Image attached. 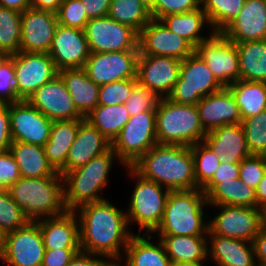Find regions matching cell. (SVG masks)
Segmentation results:
<instances>
[{
    "label": "cell",
    "instance_id": "6da1fadb",
    "mask_svg": "<svg viewBox=\"0 0 266 266\" xmlns=\"http://www.w3.org/2000/svg\"><path fill=\"white\" fill-rule=\"evenodd\" d=\"M114 204L106 199L74 210L79 221L81 251L103 259H122L135 233L129 228L126 212Z\"/></svg>",
    "mask_w": 266,
    "mask_h": 266
},
{
    "label": "cell",
    "instance_id": "7a4b0ae2",
    "mask_svg": "<svg viewBox=\"0 0 266 266\" xmlns=\"http://www.w3.org/2000/svg\"><path fill=\"white\" fill-rule=\"evenodd\" d=\"M131 167L169 191L196 188L194 160L189 146L156 144Z\"/></svg>",
    "mask_w": 266,
    "mask_h": 266
},
{
    "label": "cell",
    "instance_id": "3957f363",
    "mask_svg": "<svg viewBox=\"0 0 266 266\" xmlns=\"http://www.w3.org/2000/svg\"><path fill=\"white\" fill-rule=\"evenodd\" d=\"M116 161L120 166H124L110 147L84 166L62 174L64 203L67 210L74 211L83 204L108 199L104 198L102 191L109 185L110 172Z\"/></svg>",
    "mask_w": 266,
    "mask_h": 266
},
{
    "label": "cell",
    "instance_id": "277c9868",
    "mask_svg": "<svg viewBox=\"0 0 266 266\" xmlns=\"http://www.w3.org/2000/svg\"><path fill=\"white\" fill-rule=\"evenodd\" d=\"M205 207H209L206 194L200 188L170 191L162 221L152 235H207Z\"/></svg>",
    "mask_w": 266,
    "mask_h": 266
},
{
    "label": "cell",
    "instance_id": "5b68a950",
    "mask_svg": "<svg viewBox=\"0 0 266 266\" xmlns=\"http://www.w3.org/2000/svg\"><path fill=\"white\" fill-rule=\"evenodd\" d=\"M8 191L29 221L55 217L67 211L60 173L42 178L21 177Z\"/></svg>",
    "mask_w": 266,
    "mask_h": 266
},
{
    "label": "cell",
    "instance_id": "8992f818",
    "mask_svg": "<svg viewBox=\"0 0 266 266\" xmlns=\"http://www.w3.org/2000/svg\"><path fill=\"white\" fill-rule=\"evenodd\" d=\"M203 128L196 105H186L161 98L156 109L158 144L192 145L203 142Z\"/></svg>",
    "mask_w": 266,
    "mask_h": 266
},
{
    "label": "cell",
    "instance_id": "52a82bcc",
    "mask_svg": "<svg viewBox=\"0 0 266 266\" xmlns=\"http://www.w3.org/2000/svg\"><path fill=\"white\" fill-rule=\"evenodd\" d=\"M123 168L131 180L136 181L128 200V209L125 210L128 224L131 226L135 223L139 234H152L162 221L170 191L142 177L132 167Z\"/></svg>",
    "mask_w": 266,
    "mask_h": 266
},
{
    "label": "cell",
    "instance_id": "ba28073f",
    "mask_svg": "<svg viewBox=\"0 0 266 266\" xmlns=\"http://www.w3.org/2000/svg\"><path fill=\"white\" fill-rule=\"evenodd\" d=\"M156 144V111H145L130 117L111 147L124 167H131Z\"/></svg>",
    "mask_w": 266,
    "mask_h": 266
},
{
    "label": "cell",
    "instance_id": "9c48e42d",
    "mask_svg": "<svg viewBox=\"0 0 266 266\" xmlns=\"http://www.w3.org/2000/svg\"><path fill=\"white\" fill-rule=\"evenodd\" d=\"M222 88L205 61L193 52L181 61L179 79L168 98L176 103L196 105L203 97Z\"/></svg>",
    "mask_w": 266,
    "mask_h": 266
},
{
    "label": "cell",
    "instance_id": "30bf717a",
    "mask_svg": "<svg viewBox=\"0 0 266 266\" xmlns=\"http://www.w3.org/2000/svg\"><path fill=\"white\" fill-rule=\"evenodd\" d=\"M83 31L92 53L139 50V33L108 15L90 19Z\"/></svg>",
    "mask_w": 266,
    "mask_h": 266
},
{
    "label": "cell",
    "instance_id": "8fae6325",
    "mask_svg": "<svg viewBox=\"0 0 266 266\" xmlns=\"http://www.w3.org/2000/svg\"><path fill=\"white\" fill-rule=\"evenodd\" d=\"M211 70L217 81L228 87L239 80V58L236 44L222 32H213L194 51Z\"/></svg>",
    "mask_w": 266,
    "mask_h": 266
},
{
    "label": "cell",
    "instance_id": "7c38bea8",
    "mask_svg": "<svg viewBox=\"0 0 266 266\" xmlns=\"http://www.w3.org/2000/svg\"><path fill=\"white\" fill-rule=\"evenodd\" d=\"M219 212L209 216V230L218 236L252 242L261 228L260 209L246 206H209Z\"/></svg>",
    "mask_w": 266,
    "mask_h": 266
},
{
    "label": "cell",
    "instance_id": "4fadbf2b",
    "mask_svg": "<svg viewBox=\"0 0 266 266\" xmlns=\"http://www.w3.org/2000/svg\"><path fill=\"white\" fill-rule=\"evenodd\" d=\"M45 250L39 225L29 221L24 227L5 234L0 261L8 266H41Z\"/></svg>",
    "mask_w": 266,
    "mask_h": 266
},
{
    "label": "cell",
    "instance_id": "5bb4252c",
    "mask_svg": "<svg viewBox=\"0 0 266 266\" xmlns=\"http://www.w3.org/2000/svg\"><path fill=\"white\" fill-rule=\"evenodd\" d=\"M10 58L13 60L20 100L27 101L38 88L58 75L48 53L19 51Z\"/></svg>",
    "mask_w": 266,
    "mask_h": 266
},
{
    "label": "cell",
    "instance_id": "9a60e30c",
    "mask_svg": "<svg viewBox=\"0 0 266 266\" xmlns=\"http://www.w3.org/2000/svg\"><path fill=\"white\" fill-rule=\"evenodd\" d=\"M139 50L92 53L83 67L99 86L124 79L137 78Z\"/></svg>",
    "mask_w": 266,
    "mask_h": 266
},
{
    "label": "cell",
    "instance_id": "2e32d148",
    "mask_svg": "<svg viewBox=\"0 0 266 266\" xmlns=\"http://www.w3.org/2000/svg\"><path fill=\"white\" fill-rule=\"evenodd\" d=\"M9 115L12 142L44 147L50 137L51 119L25 100L9 104Z\"/></svg>",
    "mask_w": 266,
    "mask_h": 266
},
{
    "label": "cell",
    "instance_id": "e0dca14e",
    "mask_svg": "<svg viewBox=\"0 0 266 266\" xmlns=\"http://www.w3.org/2000/svg\"><path fill=\"white\" fill-rule=\"evenodd\" d=\"M139 53L184 60L195 48L184 38L170 31L160 20H150L139 32Z\"/></svg>",
    "mask_w": 266,
    "mask_h": 266
},
{
    "label": "cell",
    "instance_id": "ac0fdd59",
    "mask_svg": "<svg viewBox=\"0 0 266 266\" xmlns=\"http://www.w3.org/2000/svg\"><path fill=\"white\" fill-rule=\"evenodd\" d=\"M181 60L167 56L142 55L137 60V81L167 98L179 79Z\"/></svg>",
    "mask_w": 266,
    "mask_h": 266
},
{
    "label": "cell",
    "instance_id": "d6986e66",
    "mask_svg": "<svg viewBox=\"0 0 266 266\" xmlns=\"http://www.w3.org/2000/svg\"><path fill=\"white\" fill-rule=\"evenodd\" d=\"M27 101L52 121L85 119L77 111L59 74L38 88Z\"/></svg>",
    "mask_w": 266,
    "mask_h": 266
},
{
    "label": "cell",
    "instance_id": "ffe728a7",
    "mask_svg": "<svg viewBox=\"0 0 266 266\" xmlns=\"http://www.w3.org/2000/svg\"><path fill=\"white\" fill-rule=\"evenodd\" d=\"M57 25L55 12L32 7L22 12L20 51L48 53Z\"/></svg>",
    "mask_w": 266,
    "mask_h": 266
},
{
    "label": "cell",
    "instance_id": "44dd1931",
    "mask_svg": "<svg viewBox=\"0 0 266 266\" xmlns=\"http://www.w3.org/2000/svg\"><path fill=\"white\" fill-rule=\"evenodd\" d=\"M48 54L58 71L83 68L90 55L84 31L58 24Z\"/></svg>",
    "mask_w": 266,
    "mask_h": 266
},
{
    "label": "cell",
    "instance_id": "7402d4cb",
    "mask_svg": "<svg viewBox=\"0 0 266 266\" xmlns=\"http://www.w3.org/2000/svg\"><path fill=\"white\" fill-rule=\"evenodd\" d=\"M222 33L235 44L266 39L265 0H246L238 16Z\"/></svg>",
    "mask_w": 266,
    "mask_h": 266
},
{
    "label": "cell",
    "instance_id": "603a6c76",
    "mask_svg": "<svg viewBox=\"0 0 266 266\" xmlns=\"http://www.w3.org/2000/svg\"><path fill=\"white\" fill-rule=\"evenodd\" d=\"M196 106L207 133L220 126L242 121L235 98L228 87L203 97Z\"/></svg>",
    "mask_w": 266,
    "mask_h": 266
},
{
    "label": "cell",
    "instance_id": "cb8c5ba5",
    "mask_svg": "<svg viewBox=\"0 0 266 266\" xmlns=\"http://www.w3.org/2000/svg\"><path fill=\"white\" fill-rule=\"evenodd\" d=\"M208 260L216 266H258L252 242L207 233Z\"/></svg>",
    "mask_w": 266,
    "mask_h": 266
},
{
    "label": "cell",
    "instance_id": "d4e9b609",
    "mask_svg": "<svg viewBox=\"0 0 266 266\" xmlns=\"http://www.w3.org/2000/svg\"><path fill=\"white\" fill-rule=\"evenodd\" d=\"M39 227L46 250L80 248L78 217L73 210L35 221Z\"/></svg>",
    "mask_w": 266,
    "mask_h": 266
},
{
    "label": "cell",
    "instance_id": "484cf974",
    "mask_svg": "<svg viewBox=\"0 0 266 266\" xmlns=\"http://www.w3.org/2000/svg\"><path fill=\"white\" fill-rule=\"evenodd\" d=\"M203 142L226 163H240L251 156L241 123L215 128L206 134Z\"/></svg>",
    "mask_w": 266,
    "mask_h": 266
},
{
    "label": "cell",
    "instance_id": "4316f807",
    "mask_svg": "<svg viewBox=\"0 0 266 266\" xmlns=\"http://www.w3.org/2000/svg\"><path fill=\"white\" fill-rule=\"evenodd\" d=\"M111 147V143L87 120L78 128L65 163V173L87 164Z\"/></svg>",
    "mask_w": 266,
    "mask_h": 266
},
{
    "label": "cell",
    "instance_id": "83f0119b",
    "mask_svg": "<svg viewBox=\"0 0 266 266\" xmlns=\"http://www.w3.org/2000/svg\"><path fill=\"white\" fill-rule=\"evenodd\" d=\"M85 119L53 121L50 137L44 145L48 163L61 175L65 173V163L75 140L79 125Z\"/></svg>",
    "mask_w": 266,
    "mask_h": 266
},
{
    "label": "cell",
    "instance_id": "f1b7e54d",
    "mask_svg": "<svg viewBox=\"0 0 266 266\" xmlns=\"http://www.w3.org/2000/svg\"><path fill=\"white\" fill-rule=\"evenodd\" d=\"M142 235V236H141ZM134 234L125 248L122 262L124 266H171L165 248L152 234Z\"/></svg>",
    "mask_w": 266,
    "mask_h": 266
},
{
    "label": "cell",
    "instance_id": "f546056e",
    "mask_svg": "<svg viewBox=\"0 0 266 266\" xmlns=\"http://www.w3.org/2000/svg\"><path fill=\"white\" fill-rule=\"evenodd\" d=\"M74 102L77 111L86 118L98 106L100 86L91 80L83 68L58 71Z\"/></svg>",
    "mask_w": 266,
    "mask_h": 266
},
{
    "label": "cell",
    "instance_id": "4dcf8cb0",
    "mask_svg": "<svg viewBox=\"0 0 266 266\" xmlns=\"http://www.w3.org/2000/svg\"><path fill=\"white\" fill-rule=\"evenodd\" d=\"M202 191L206 194L208 206L258 207L255 189L239 178L222 183H207Z\"/></svg>",
    "mask_w": 266,
    "mask_h": 266
},
{
    "label": "cell",
    "instance_id": "1f68e13d",
    "mask_svg": "<svg viewBox=\"0 0 266 266\" xmlns=\"http://www.w3.org/2000/svg\"><path fill=\"white\" fill-rule=\"evenodd\" d=\"M162 242L171 263H207V235H155Z\"/></svg>",
    "mask_w": 266,
    "mask_h": 266
},
{
    "label": "cell",
    "instance_id": "d6a6232c",
    "mask_svg": "<svg viewBox=\"0 0 266 266\" xmlns=\"http://www.w3.org/2000/svg\"><path fill=\"white\" fill-rule=\"evenodd\" d=\"M160 21L170 31L187 40L194 48L214 32L201 7L186 13L168 14L162 17ZM205 26L209 29L207 35L203 34V31L206 30L204 29Z\"/></svg>",
    "mask_w": 266,
    "mask_h": 266
},
{
    "label": "cell",
    "instance_id": "836d02e7",
    "mask_svg": "<svg viewBox=\"0 0 266 266\" xmlns=\"http://www.w3.org/2000/svg\"><path fill=\"white\" fill-rule=\"evenodd\" d=\"M9 151L19 166L21 177L42 178L55 176L56 172L48 163L42 146L25 142H12Z\"/></svg>",
    "mask_w": 266,
    "mask_h": 266
},
{
    "label": "cell",
    "instance_id": "e575fe53",
    "mask_svg": "<svg viewBox=\"0 0 266 266\" xmlns=\"http://www.w3.org/2000/svg\"><path fill=\"white\" fill-rule=\"evenodd\" d=\"M239 79L266 83V39L236 43Z\"/></svg>",
    "mask_w": 266,
    "mask_h": 266
},
{
    "label": "cell",
    "instance_id": "d590c367",
    "mask_svg": "<svg viewBox=\"0 0 266 266\" xmlns=\"http://www.w3.org/2000/svg\"><path fill=\"white\" fill-rule=\"evenodd\" d=\"M239 108L241 119L256 116L266 110V83L238 80L228 86Z\"/></svg>",
    "mask_w": 266,
    "mask_h": 266
},
{
    "label": "cell",
    "instance_id": "8d00e7d4",
    "mask_svg": "<svg viewBox=\"0 0 266 266\" xmlns=\"http://www.w3.org/2000/svg\"><path fill=\"white\" fill-rule=\"evenodd\" d=\"M130 116L124 104L98 105L85 118L110 143L118 136Z\"/></svg>",
    "mask_w": 266,
    "mask_h": 266
},
{
    "label": "cell",
    "instance_id": "74e56055",
    "mask_svg": "<svg viewBox=\"0 0 266 266\" xmlns=\"http://www.w3.org/2000/svg\"><path fill=\"white\" fill-rule=\"evenodd\" d=\"M108 16L131 26L138 33L153 19L151 12L140 0H111Z\"/></svg>",
    "mask_w": 266,
    "mask_h": 266
},
{
    "label": "cell",
    "instance_id": "f35d334b",
    "mask_svg": "<svg viewBox=\"0 0 266 266\" xmlns=\"http://www.w3.org/2000/svg\"><path fill=\"white\" fill-rule=\"evenodd\" d=\"M246 0H201L214 32H222L239 14Z\"/></svg>",
    "mask_w": 266,
    "mask_h": 266
},
{
    "label": "cell",
    "instance_id": "ab89813d",
    "mask_svg": "<svg viewBox=\"0 0 266 266\" xmlns=\"http://www.w3.org/2000/svg\"><path fill=\"white\" fill-rule=\"evenodd\" d=\"M22 13L0 6V50L15 54L20 51Z\"/></svg>",
    "mask_w": 266,
    "mask_h": 266
},
{
    "label": "cell",
    "instance_id": "60d3db41",
    "mask_svg": "<svg viewBox=\"0 0 266 266\" xmlns=\"http://www.w3.org/2000/svg\"><path fill=\"white\" fill-rule=\"evenodd\" d=\"M194 160V175L196 188L202 189L213 177L221 157L214 153L204 142H199L191 146Z\"/></svg>",
    "mask_w": 266,
    "mask_h": 266
},
{
    "label": "cell",
    "instance_id": "b9f144b4",
    "mask_svg": "<svg viewBox=\"0 0 266 266\" xmlns=\"http://www.w3.org/2000/svg\"><path fill=\"white\" fill-rule=\"evenodd\" d=\"M251 155L266 156V110L241 121Z\"/></svg>",
    "mask_w": 266,
    "mask_h": 266
},
{
    "label": "cell",
    "instance_id": "7bdbcfd3",
    "mask_svg": "<svg viewBox=\"0 0 266 266\" xmlns=\"http://www.w3.org/2000/svg\"><path fill=\"white\" fill-rule=\"evenodd\" d=\"M28 222L8 189H0V231L5 235L24 227Z\"/></svg>",
    "mask_w": 266,
    "mask_h": 266
},
{
    "label": "cell",
    "instance_id": "ee69618b",
    "mask_svg": "<svg viewBox=\"0 0 266 266\" xmlns=\"http://www.w3.org/2000/svg\"><path fill=\"white\" fill-rule=\"evenodd\" d=\"M137 78L124 79L101 85L99 88L98 105H117L124 104L130 97Z\"/></svg>",
    "mask_w": 266,
    "mask_h": 266
},
{
    "label": "cell",
    "instance_id": "f6af8a7d",
    "mask_svg": "<svg viewBox=\"0 0 266 266\" xmlns=\"http://www.w3.org/2000/svg\"><path fill=\"white\" fill-rule=\"evenodd\" d=\"M160 99L156 93L137 82L124 105L131 117L145 111H156Z\"/></svg>",
    "mask_w": 266,
    "mask_h": 266
},
{
    "label": "cell",
    "instance_id": "bcb514c9",
    "mask_svg": "<svg viewBox=\"0 0 266 266\" xmlns=\"http://www.w3.org/2000/svg\"><path fill=\"white\" fill-rule=\"evenodd\" d=\"M84 10L81 0H63L56 12L58 24L84 30L90 20Z\"/></svg>",
    "mask_w": 266,
    "mask_h": 266
},
{
    "label": "cell",
    "instance_id": "7dc6e473",
    "mask_svg": "<svg viewBox=\"0 0 266 266\" xmlns=\"http://www.w3.org/2000/svg\"><path fill=\"white\" fill-rule=\"evenodd\" d=\"M265 173V155H251L239 163V179L254 189L257 188Z\"/></svg>",
    "mask_w": 266,
    "mask_h": 266
},
{
    "label": "cell",
    "instance_id": "c3c4849f",
    "mask_svg": "<svg viewBox=\"0 0 266 266\" xmlns=\"http://www.w3.org/2000/svg\"><path fill=\"white\" fill-rule=\"evenodd\" d=\"M19 101L21 100L18 98V81L13 60L9 58L0 67V104H12Z\"/></svg>",
    "mask_w": 266,
    "mask_h": 266
},
{
    "label": "cell",
    "instance_id": "681fc988",
    "mask_svg": "<svg viewBox=\"0 0 266 266\" xmlns=\"http://www.w3.org/2000/svg\"><path fill=\"white\" fill-rule=\"evenodd\" d=\"M201 7V0H156L150 11L154 20H160L168 14H181Z\"/></svg>",
    "mask_w": 266,
    "mask_h": 266
},
{
    "label": "cell",
    "instance_id": "f907efd6",
    "mask_svg": "<svg viewBox=\"0 0 266 266\" xmlns=\"http://www.w3.org/2000/svg\"><path fill=\"white\" fill-rule=\"evenodd\" d=\"M21 178L19 166L8 150L0 152V189H8Z\"/></svg>",
    "mask_w": 266,
    "mask_h": 266
},
{
    "label": "cell",
    "instance_id": "816d5d0a",
    "mask_svg": "<svg viewBox=\"0 0 266 266\" xmlns=\"http://www.w3.org/2000/svg\"><path fill=\"white\" fill-rule=\"evenodd\" d=\"M81 248L45 250L41 266H66Z\"/></svg>",
    "mask_w": 266,
    "mask_h": 266
},
{
    "label": "cell",
    "instance_id": "f5cc1de1",
    "mask_svg": "<svg viewBox=\"0 0 266 266\" xmlns=\"http://www.w3.org/2000/svg\"><path fill=\"white\" fill-rule=\"evenodd\" d=\"M11 143L9 104H0V152L8 151Z\"/></svg>",
    "mask_w": 266,
    "mask_h": 266
},
{
    "label": "cell",
    "instance_id": "db71d44e",
    "mask_svg": "<svg viewBox=\"0 0 266 266\" xmlns=\"http://www.w3.org/2000/svg\"><path fill=\"white\" fill-rule=\"evenodd\" d=\"M239 178V163H226L221 161L215 174L208 183H222Z\"/></svg>",
    "mask_w": 266,
    "mask_h": 266
},
{
    "label": "cell",
    "instance_id": "11a10c76",
    "mask_svg": "<svg viewBox=\"0 0 266 266\" xmlns=\"http://www.w3.org/2000/svg\"><path fill=\"white\" fill-rule=\"evenodd\" d=\"M89 19L108 15L111 0H81Z\"/></svg>",
    "mask_w": 266,
    "mask_h": 266
},
{
    "label": "cell",
    "instance_id": "9f6ffc18",
    "mask_svg": "<svg viewBox=\"0 0 266 266\" xmlns=\"http://www.w3.org/2000/svg\"><path fill=\"white\" fill-rule=\"evenodd\" d=\"M255 258L258 266H266V229L260 228L259 233L252 241Z\"/></svg>",
    "mask_w": 266,
    "mask_h": 266
},
{
    "label": "cell",
    "instance_id": "6f0895ef",
    "mask_svg": "<svg viewBox=\"0 0 266 266\" xmlns=\"http://www.w3.org/2000/svg\"><path fill=\"white\" fill-rule=\"evenodd\" d=\"M102 260L100 255L79 251L66 266H98Z\"/></svg>",
    "mask_w": 266,
    "mask_h": 266
},
{
    "label": "cell",
    "instance_id": "680465c9",
    "mask_svg": "<svg viewBox=\"0 0 266 266\" xmlns=\"http://www.w3.org/2000/svg\"><path fill=\"white\" fill-rule=\"evenodd\" d=\"M63 0H31V7L39 10L57 12Z\"/></svg>",
    "mask_w": 266,
    "mask_h": 266
},
{
    "label": "cell",
    "instance_id": "91938a15",
    "mask_svg": "<svg viewBox=\"0 0 266 266\" xmlns=\"http://www.w3.org/2000/svg\"><path fill=\"white\" fill-rule=\"evenodd\" d=\"M0 6L22 13L31 7V0H0Z\"/></svg>",
    "mask_w": 266,
    "mask_h": 266
},
{
    "label": "cell",
    "instance_id": "94428289",
    "mask_svg": "<svg viewBox=\"0 0 266 266\" xmlns=\"http://www.w3.org/2000/svg\"><path fill=\"white\" fill-rule=\"evenodd\" d=\"M256 191L257 205L258 208L266 202V173L262 180L258 183Z\"/></svg>",
    "mask_w": 266,
    "mask_h": 266
},
{
    "label": "cell",
    "instance_id": "6125c7cd",
    "mask_svg": "<svg viewBox=\"0 0 266 266\" xmlns=\"http://www.w3.org/2000/svg\"><path fill=\"white\" fill-rule=\"evenodd\" d=\"M98 266H124L122 259H103Z\"/></svg>",
    "mask_w": 266,
    "mask_h": 266
},
{
    "label": "cell",
    "instance_id": "be15d7a7",
    "mask_svg": "<svg viewBox=\"0 0 266 266\" xmlns=\"http://www.w3.org/2000/svg\"><path fill=\"white\" fill-rule=\"evenodd\" d=\"M260 223L261 227L266 229V202L263 203L260 207Z\"/></svg>",
    "mask_w": 266,
    "mask_h": 266
},
{
    "label": "cell",
    "instance_id": "e7e4bbea",
    "mask_svg": "<svg viewBox=\"0 0 266 266\" xmlns=\"http://www.w3.org/2000/svg\"><path fill=\"white\" fill-rule=\"evenodd\" d=\"M206 263H194V262H173L171 266H205Z\"/></svg>",
    "mask_w": 266,
    "mask_h": 266
},
{
    "label": "cell",
    "instance_id": "03108f58",
    "mask_svg": "<svg viewBox=\"0 0 266 266\" xmlns=\"http://www.w3.org/2000/svg\"><path fill=\"white\" fill-rule=\"evenodd\" d=\"M11 57V54L0 50V67Z\"/></svg>",
    "mask_w": 266,
    "mask_h": 266
},
{
    "label": "cell",
    "instance_id": "003e7915",
    "mask_svg": "<svg viewBox=\"0 0 266 266\" xmlns=\"http://www.w3.org/2000/svg\"><path fill=\"white\" fill-rule=\"evenodd\" d=\"M143 5L147 7L149 11H151L156 4V0H140Z\"/></svg>",
    "mask_w": 266,
    "mask_h": 266
},
{
    "label": "cell",
    "instance_id": "a7ac6f4b",
    "mask_svg": "<svg viewBox=\"0 0 266 266\" xmlns=\"http://www.w3.org/2000/svg\"><path fill=\"white\" fill-rule=\"evenodd\" d=\"M4 234L0 231V260L3 256L4 252Z\"/></svg>",
    "mask_w": 266,
    "mask_h": 266
}]
</instances>
